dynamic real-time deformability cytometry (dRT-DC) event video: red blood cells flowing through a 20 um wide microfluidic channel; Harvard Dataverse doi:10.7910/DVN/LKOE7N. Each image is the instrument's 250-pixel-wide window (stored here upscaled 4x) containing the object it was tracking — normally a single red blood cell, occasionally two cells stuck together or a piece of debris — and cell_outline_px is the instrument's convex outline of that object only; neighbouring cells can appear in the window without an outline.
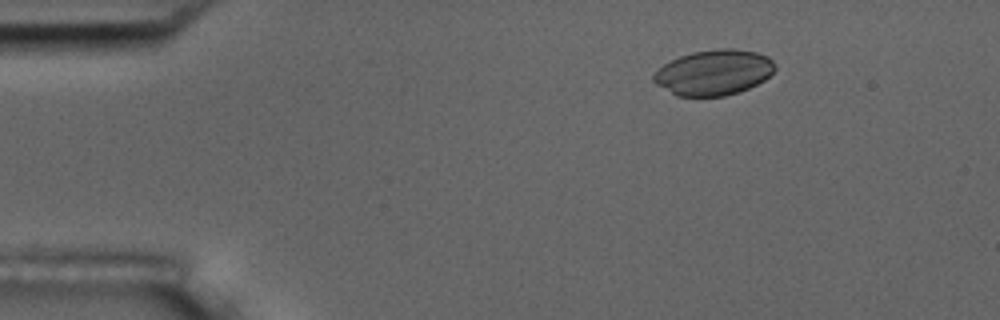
{"species": "common noctule bat (a hibernating species)", "species_latin": "Nyctalus noctula", "temperature_condition": "room temperature", "stored_images_in_passage": 5, "camera_frame_rate_fps": 3000, "um_per_image_px": 0.085, "animal": {"sex": "male", "body_mass_g": 17.5, "forearm_length_mm": 52.3}, "frame": {"image": 1, "passage_image": 1, "time_ms": 0.0, "image_size_px": [1000, 320], "cell_outline_px": [[776, 68], [764, 80], [740, 92], [724, 96], [676, 96], [656, 84], [652, 80], [652, 76], [664, 64], [680, 56], [692, 52], [716, 48], [732, 48], [756, 52], [768, 56], [776, 64]], "centroid_in_image_um": [60.68, 6.15], "position_along_channel_um": 24.3, "area_um2": 32.14}}